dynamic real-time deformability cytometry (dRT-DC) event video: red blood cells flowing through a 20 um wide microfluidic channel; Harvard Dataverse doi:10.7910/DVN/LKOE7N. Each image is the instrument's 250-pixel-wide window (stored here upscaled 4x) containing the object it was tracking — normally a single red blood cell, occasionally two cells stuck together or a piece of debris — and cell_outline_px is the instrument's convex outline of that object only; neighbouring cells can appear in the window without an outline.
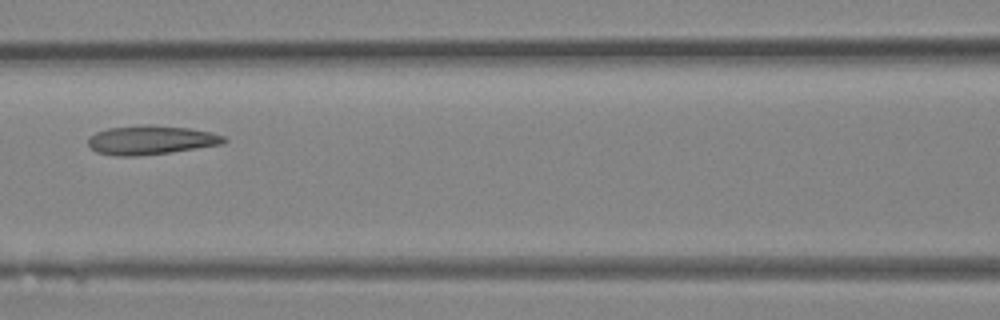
{"species": "Egyptian fruit bat (a non-hibernating species)", "species_latin": "Rousettus aegyptiacus", "temperature_condition": "room temperature", "stored_images_in_passage": 5, "camera_frame_rate_fps": 3000, "um_per_image_px": 0.085, "animal": {"sex": "female"}, "frame": {"image": 1, "passage_image": 5, "time_ms": 5.333, "image_size_px": [1000, 320], "cell_outline_px": [[228, 140], [220, 144], [168, 152], [140, 156], [112, 156], [96, 152], [88, 144], [88, 136], [96, 132], [108, 128], [144, 124], [148, 124], [188, 128], [212, 132], [224, 136]], "centroid_in_image_um": [12.77, 11.89], "position_along_channel_um": 153.8, "area_um2": 22.95}}